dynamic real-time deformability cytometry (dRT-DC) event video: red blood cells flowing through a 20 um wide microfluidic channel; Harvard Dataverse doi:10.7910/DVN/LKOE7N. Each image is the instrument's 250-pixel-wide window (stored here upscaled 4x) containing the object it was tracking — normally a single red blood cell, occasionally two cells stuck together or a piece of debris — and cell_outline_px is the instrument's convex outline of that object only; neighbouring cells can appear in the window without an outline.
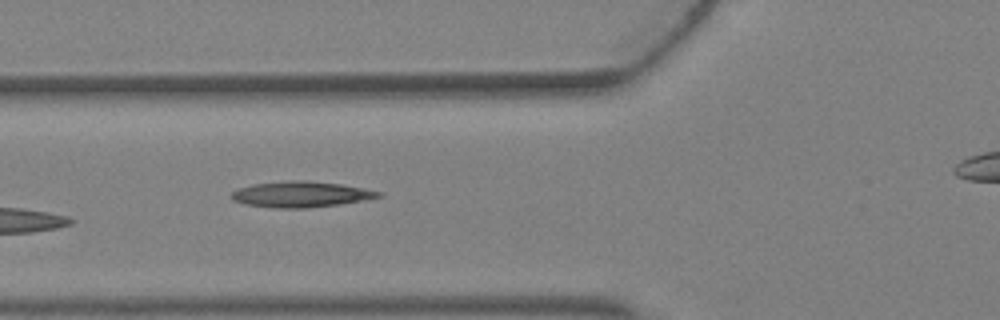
{"species": "Egyptian fruit bat (a non-hibernating species)", "species_latin": "Rousettus aegyptiacus", "temperature_condition": "warm", "stored_images_in_passage": 5, "camera_frame_rate_fps": 3000, "um_per_image_px": 0.085, "animal": {"sex": "female"}, "frame": {"image": 1, "passage_image": 4, "time_ms": 1.0, "image_size_px": [1000, 320], "cell_outline_px": [[384, 196], [368, 200], [340, 204], [304, 208], [276, 208], [244, 204], [232, 200], [228, 196], [236, 188], [252, 184], [288, 180], [308, 180], [340, 184], [364, 188], [380, 192]], "centroid_in_image_um": [25.55, 16.51], "position_along_channel_um": 100.3, "area_um2": 22.43}}